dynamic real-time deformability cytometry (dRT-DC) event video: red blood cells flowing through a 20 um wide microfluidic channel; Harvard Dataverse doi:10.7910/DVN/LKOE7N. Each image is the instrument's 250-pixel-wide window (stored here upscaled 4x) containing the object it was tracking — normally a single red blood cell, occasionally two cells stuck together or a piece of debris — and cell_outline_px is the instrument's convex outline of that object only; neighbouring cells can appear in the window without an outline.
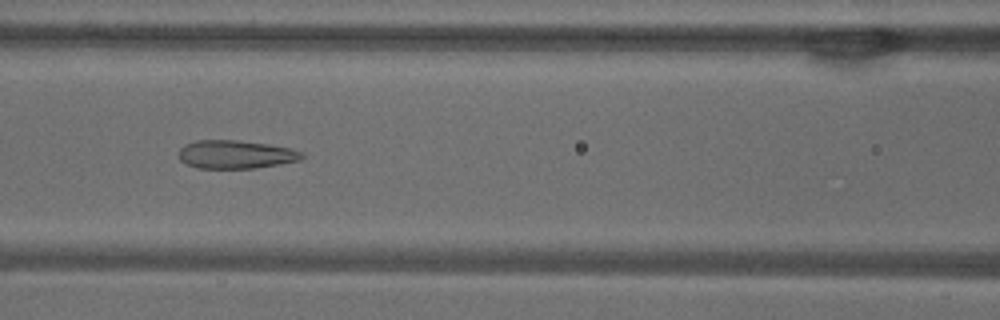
{"species": "common noctule bat (a hibernating species)", "species_latin": "Nyctalus noctula", "temperature_condition": "warm", "stored_images_in_passage": 39, "camera_frame_rate_fps": 3000, "um_per_image_px": 0.085, "animal": {"sex": "male", "body_mass_g": 18.8}, "frame": {"image": 1, "passage_image": 16, "time_ms": 5.0, "image_size_px": [1000, 320], "cell_outline_px": [[304, 156], [300, 160], [256, 168], [196, 168], [180, 160], [180, 148], [184, 144], [196, 140], [236, 140], [268, 144], [292, 148], [304, 152]], "centroid_in_image_um": [20.05, 13.12], "position_along_channel_um": 146.5, "area_um2": 20.35}}
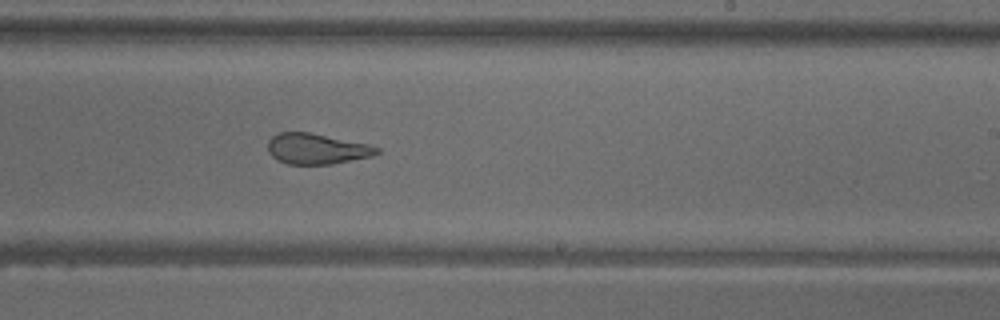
{"frame": {"image": 2, "passage_image": 25, "time_ms": 8.0, "image_size_px": [1000, 320], "cell_outline_px": [[380, 152], [372, 156], [332, 164], [288, 164], [276, 160], [268, 152], [268, 140], [272, 136], [280, 132], [308, 132], [368, 144], [380, 148]], "centroid_in_image_um": [26.9, 12.65], "position_along_channel_um": 262.1, "area_um2": 19.42}}
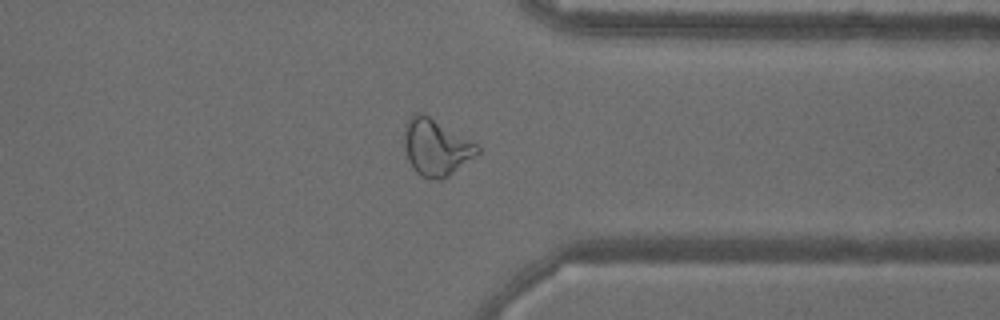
{"frame": {"image": 3, "passage_image": 34, "time_ms": 11.0, "image_size_px": [1000, 320], "cell_outline_px": [[480, 152], [444, 180], [432, 180], [420, 176], [412, 168], [408, 160], [404, 148], [404, 124], [416, 112], [420, 112], [428, 116], [476, 144], [480, 148]], "centroid_in_image_um": [37.02, 12.57], "position_along_channel_um": 374.4, "area_um2": 23.99}, "authors_computed_cell_mechanics": {"area_um2": 21.5016, "velocity_mm_per_s": 3.8613, "shape_relaxation_time_tau1_ms": null, "shape_relaxation_time_tau2_ms": 1.2314, "deformation_change_tau1": null, "deformation_change_tau2": 0.0996}}